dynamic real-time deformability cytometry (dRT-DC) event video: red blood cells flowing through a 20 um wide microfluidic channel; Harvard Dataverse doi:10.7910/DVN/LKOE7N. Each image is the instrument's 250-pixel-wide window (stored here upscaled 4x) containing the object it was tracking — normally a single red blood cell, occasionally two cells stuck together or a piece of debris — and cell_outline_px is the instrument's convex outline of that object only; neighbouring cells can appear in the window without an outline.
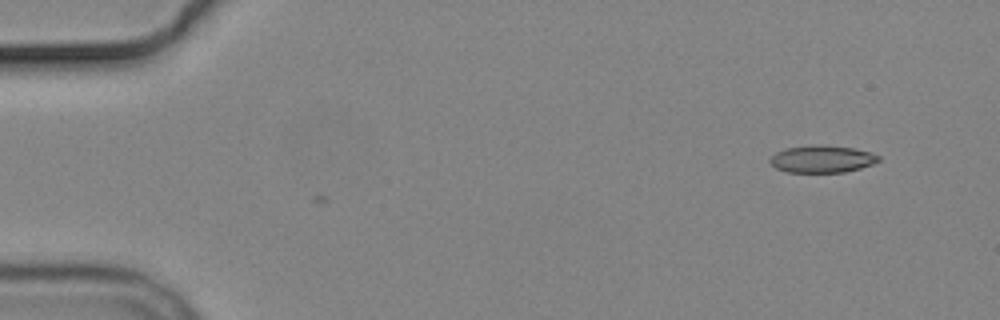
{"species": "common noctule bat (a hibernating species)", "species_latin": "Nyctalus noctula", "temperature_condition": "cold", "stored_images_in_passage": 3, "camera_frame_rate_fps": 3000, "um_per_image_px": 0.085, "animal": {"sex": "male", "body_mass_g": 19.2, "forearm_length_mm": 51.8}, "frame": {"image": 1, "passage_image": 3, "time_ms": 2.333, "image_size_px": [1000, 320], "cell_outline_px": [[880, 160], [872, 164], [860, 168], [844, 172], [788, 172], [776, 168], [768, 160], [776, 152], [784, 148], [820, 144], [852, 148], [872, 152], [880, 156]], "centroid_in_image_um": [69.88, 13.51], "position_along_channel_um": 15.1, "area_um2": 17.22}}